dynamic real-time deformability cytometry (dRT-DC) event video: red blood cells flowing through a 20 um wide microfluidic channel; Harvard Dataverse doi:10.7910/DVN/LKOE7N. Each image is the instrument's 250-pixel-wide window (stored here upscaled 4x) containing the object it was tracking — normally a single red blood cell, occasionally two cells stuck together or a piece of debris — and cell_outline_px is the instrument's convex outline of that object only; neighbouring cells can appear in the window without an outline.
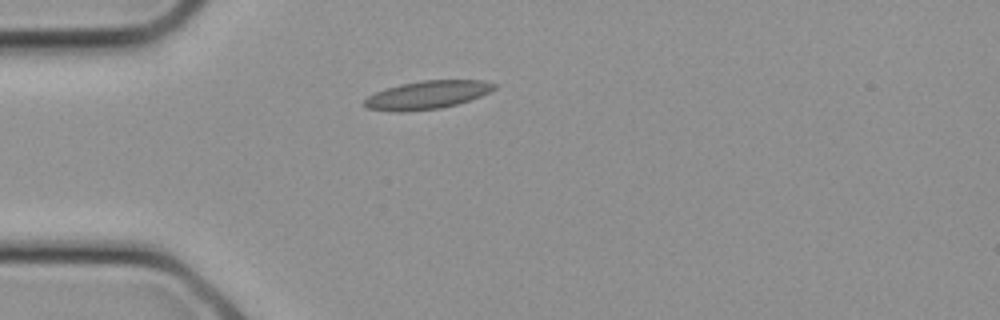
{"species": "common noctule bat (a hibernating species)", "species_latin": "Nyctalus noctula", "temperature_condition": "cold", "stored_images_in_passage": 10, "camera_frame_rate_fps": 3000, "um_per_image_px": 0.085, "animal": {"sex": "female", "body_mass_g": 21.9}, "frame": {"image": 1, "passage_image": 1, "time_ms": 0.0, "image_size_px": [1000, 320], "cell_outline_px": [[496, 88], [480, 96], [456, 104], [440, 108], [400, 112], [396, 112], [368, 108], [364, 104], [364, 100], [368, 96], [384, 88], [400, 84], [420, 80], [484, 80], [496, 84]], "centroid_in_image_um": [36.3, 8.05], "position_along_channel_um": 48.7, "area_um2": 21.21}}
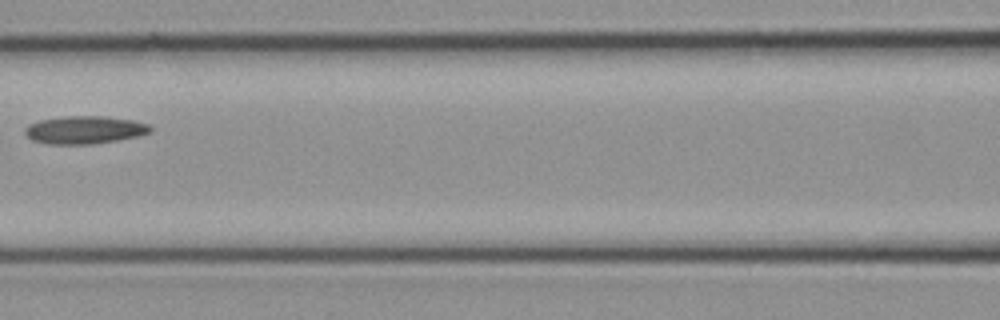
{"frame": {"image": 2, "passage_image": 6, "time_ms": 1.667, "image_size_px": [1000, 320], "cell_outline_px": [[152, 132], [140, 136], [92, 144], [48, 144], [32, 140], [24, 132], [24, 128], [28, 124], [40, 120], [64, 116], [100, 116], [132, 120], [148, 124], [152, 128]], "centroid_in_image_um": [7.19, 11.04], "position_along_channel_um": 159.4, "area_um2": 20.35}}
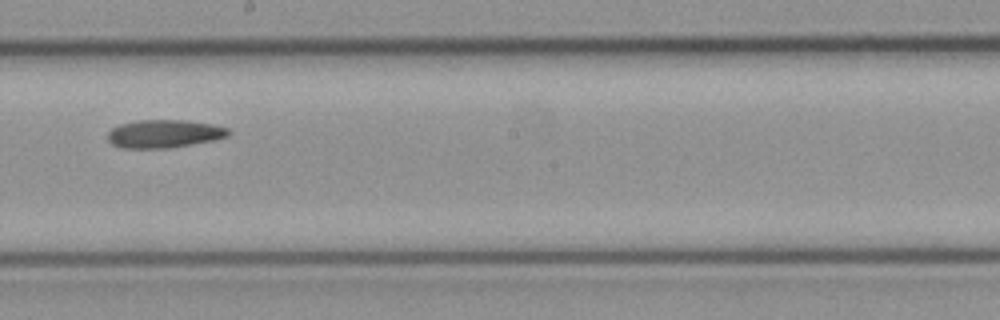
{"frame": {"image": 3, "passage_image": 9, "time_ms": 2.667, "image_size_px": [1000, 320], "cell_outline_px": [[232, 132], [228, 136], [212, 140], [192, 144], [168, 148], [120, 148], [112, 144], [108, 140], [108, 132], [112, 128], [120, 124], [140, 120], [184, 120], [212, 124], [228, 128]], "centroid_in_image_um": [13.95, 11.37], "position_along_channel_um": 234.3, "area_um2": 19.71}}